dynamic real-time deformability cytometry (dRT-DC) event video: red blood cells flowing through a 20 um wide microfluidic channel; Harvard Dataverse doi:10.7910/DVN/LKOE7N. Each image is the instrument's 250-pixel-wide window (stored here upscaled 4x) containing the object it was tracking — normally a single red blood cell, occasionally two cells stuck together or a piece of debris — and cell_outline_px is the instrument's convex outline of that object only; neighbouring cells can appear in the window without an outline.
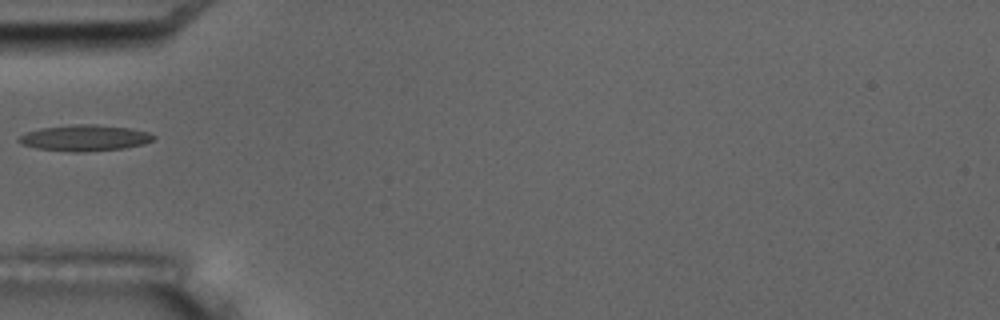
{"species": "common noctule bat (a hibernating species)", "species_latin": "Nyctalus noctula", "temperature_condition": "room temperature", "stored_images_in_passage": 5, "camera_frame_rate_fps": 3000, "um_per_image_px": 0.085, "animal": {"sex": "male", "body_mass_g": 17.5, "forearm_length_mm": 52.3}, "frame": {"image": 1, "passage_image": 4, "time_ms": 3.333, "image_size_px": [1000, 320], "cell_outline_px": [[156, 136], [152, 140], [144, 144], [124, 148], [84, 152], [72, 152], [36, 148], [24, 144], [16, 140], [20, 136], [28, 132], [40, 128], [72, 124], [96, 124], [132, 128], [148, 132]], "centroid_in_image_um": [7.23, 11.72], "position_along_channel_um": 77.8, "area_um2": 20.52}}